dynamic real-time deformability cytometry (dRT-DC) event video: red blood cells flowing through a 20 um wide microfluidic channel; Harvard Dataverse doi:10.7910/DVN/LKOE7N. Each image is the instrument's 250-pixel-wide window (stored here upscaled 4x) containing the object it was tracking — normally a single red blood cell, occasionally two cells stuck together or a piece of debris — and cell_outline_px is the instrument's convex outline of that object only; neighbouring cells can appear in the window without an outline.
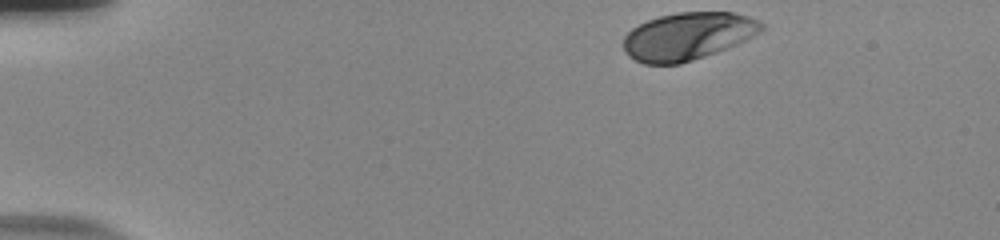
{"species": "human", "species_latin": "Homo sapiens", "temperature_condition": "room temperature", "stored_images_in_passage": 40, "camera_frame_rate_fps": 3000, "um_per_image_px": 0.085, "donor": {"sex": "male"}, "frame": {"image": 1, "passage_image": 1, "time_ms": 0.0, "image_size_px": [1000, 240], "cell_outline_px": [[764, 28], [760, 32], [736, 44], [716, 52], [680, 64], [644, 64], [628, 56], [624, 52], [624, 36], [632, 28], [648, 20], [660, 16], [676, 12], [736, 12], [748, 16], [764, 24]], "centroid_in_image_um": [58.44, 3.07], "position_along_channel_um": 26.6, "area_um2": 38.09}}
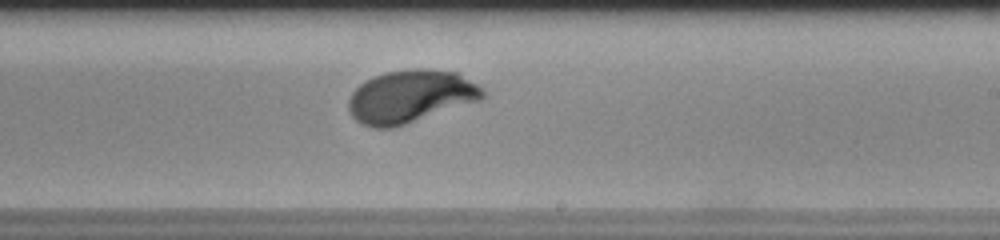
{"frame": {"image": 2, "passage_image": 27, "time_ms": 8.667, "image_size_px": [1000, 240], "cell_outline_px": [[484, 96], [480, 100], [392, 128], [372, 128], [356, 120], [352, 116], [348, 108], [348, 100], [352, 92], [360, 84], [376, 76], [388, 72], [412, 68], [428, 68], [460, 72], [484, 88]], "centroid_in_image_um": [34.92, 8.18], "position_along_channel_um": 254.1, "area_um2": 41.21}}
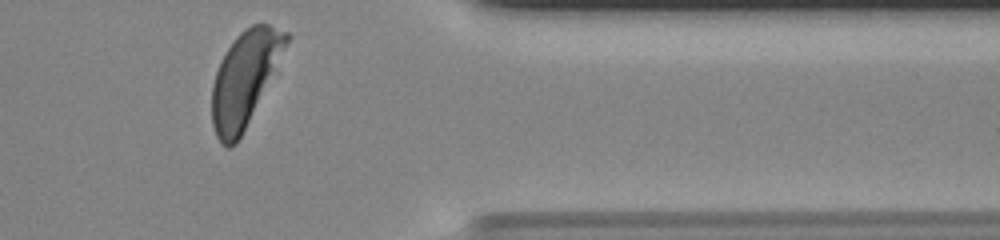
{"frame": {"image": 3, "passage_image": 39, "time_ms": 12.667, "image_size_px": [1000, 240], "cell_outline_px": [[288, 40], [236, 144], [228, 148], [216, 136], [212, 124], [212, 84], [220, 60], [236, 36], [240, 32], [252, 24], [268, 24], [288, 32]], "centroid_in_image_um": [20.73, 6.66], "position_along_channel_um": 390.7, "area_um2": 39.13}, "authors_computed_cell_mechanics": {"area_um2": 39.5641, "velocity_mm_per_s": 3.7079, "shape_relaxation_time_tau1_ms": 1.8579, "shape_relaxation_time_tau2_ms": null, "deformation_change_tau1": 0.1432, "deformation_change_tau2": null}}